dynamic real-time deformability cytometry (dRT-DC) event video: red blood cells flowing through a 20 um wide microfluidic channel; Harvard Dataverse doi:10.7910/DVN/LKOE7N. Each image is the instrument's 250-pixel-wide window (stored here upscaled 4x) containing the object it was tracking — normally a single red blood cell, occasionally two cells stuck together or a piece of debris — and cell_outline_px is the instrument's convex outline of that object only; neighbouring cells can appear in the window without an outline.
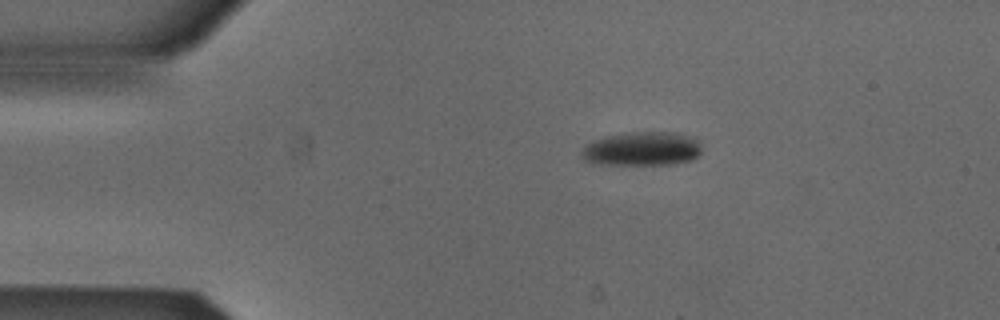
{"species": "Egyptian fruit bat (a non-hibernating species)", "species_latin": "Rousettus aegyptiacus", "temperature_condition": "cold", "stored_images_in_passage": 4, "camera_frame_rate_fps": 3000, "um_per_image_px": 0.085, "animal": {"sex": "male"}, "frame": {"image": 1, "passage_image": 1, "time_ms": 0.0, "image_size_px": [1000, 320], "cell_outline_px": [[700, 152], [692, 160], [672, 164], [600, 164], [584, 160], [580, 152], [584, 144], [592, 140], [608, 136], [632, 132], [676, 132], [696, 136], [700, 140]], "centroid_in_image_um": [54.6, 12.63], "position_along_channel_um": 30.4, "area_um2": 23.99}}
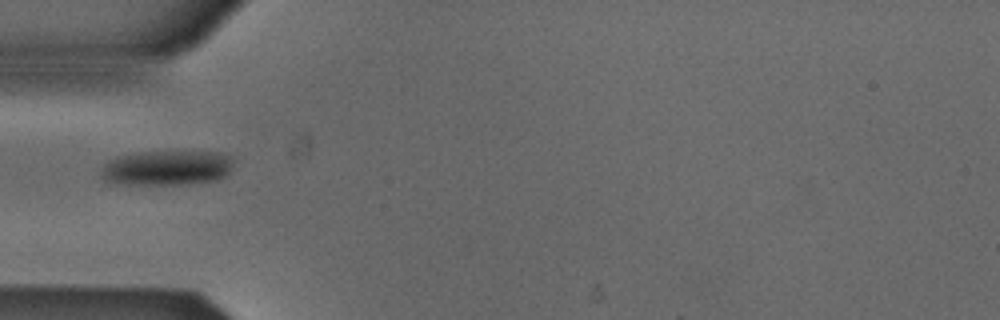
{"frame": {"image": 2, "passage_image": 3, "time_ms": 0.667, "image_size_px": [1000, 320], "cell_outline_px": [[232, 168], [220, 180], [188, 184], [112, 184], [104, 180], [100, 176], [100, 168], [108, 160], [116, 156], [144, 152], [220, 152], [232, 156]], "centroid_in_image_um": [14.15, 14.28], "position_along_channel_um": 70.9, "area_um2": 27.28}}